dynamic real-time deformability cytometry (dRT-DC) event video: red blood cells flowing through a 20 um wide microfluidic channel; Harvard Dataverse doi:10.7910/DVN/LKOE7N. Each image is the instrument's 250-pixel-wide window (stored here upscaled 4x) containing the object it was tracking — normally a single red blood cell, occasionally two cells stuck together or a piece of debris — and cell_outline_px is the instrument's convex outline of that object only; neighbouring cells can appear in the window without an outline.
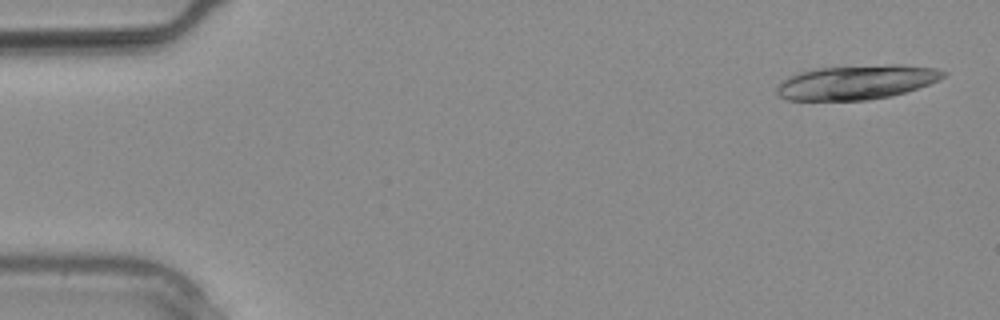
{"species": "common noctule bat (a hibernating species)", "species_latin": "Nyctalus noctula", "temperature_condition": "warm", "stored_images_in_passage": 12, "camera_frame_rate_fps": 3000, "um_per_image_px": 0.085, "animal": {"sex": "male", "body_mass_g": 20.4}, "frame": {"image": 1, "passage_image": 1, "time_ms": 0.0, "image_size_px": [1000, 320], "cell_outline_px": [[948, 72], [944, 76], [928, 84], [892, 96], [868, 100], [784, 100], [776, 92], [776, 84], [788, 76], [796, 72], [816, 68], [888, 64], [904, 64], [936, 68]], "centroid_in_image_um": [72.75, 6.98], "position_along_channel_um": 12.2, "area_um2": 33.64}}
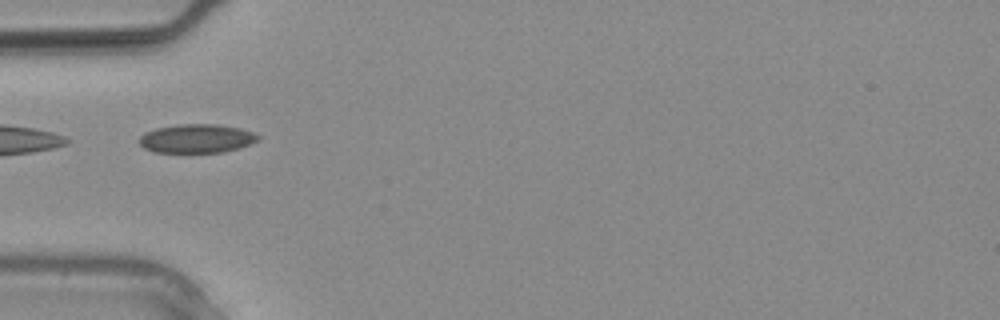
{"frame": {"image": 2, "passage_image": 9, "time_ms": 2.667, "image_size_px": [1000, 320], "cell_outline_px": [[260, 140], [240, 148], [224, 152], [152, 152], [144, 148], [140, 144], [140, 136], [144, 132], [156, 128], [176, 124], [216, 124], [240, 128], [252, 132], [260, 136]], "centroid_in_image_um": [16.72, 11.77], "position_along_channel_um": 68.3, "area_um2": 20.06}}
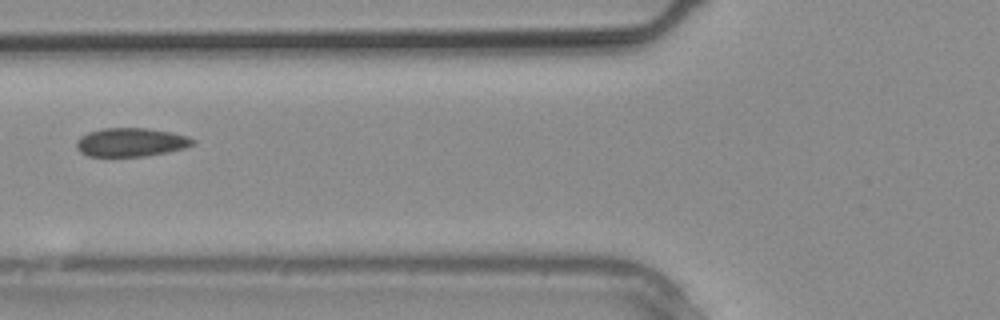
{"frame": {"image": 3, "passage_image": 11, "time_ms": 3.333, "image_size_px": [1000, 320], "cell_outline_px": [[196, 140], [192, 144], [184, 148], [168, 152], [144, 156], [88, 156], [80, 152], [76, 148], [76, 140], [80, 136], [88, 132], [104, 128], [144, 128], [172, 132], [188, 136]], "centroid_in_image_um": [11.11, 12.09], "position_along_channel_um": 114.7, "area_um2": 19.42}}